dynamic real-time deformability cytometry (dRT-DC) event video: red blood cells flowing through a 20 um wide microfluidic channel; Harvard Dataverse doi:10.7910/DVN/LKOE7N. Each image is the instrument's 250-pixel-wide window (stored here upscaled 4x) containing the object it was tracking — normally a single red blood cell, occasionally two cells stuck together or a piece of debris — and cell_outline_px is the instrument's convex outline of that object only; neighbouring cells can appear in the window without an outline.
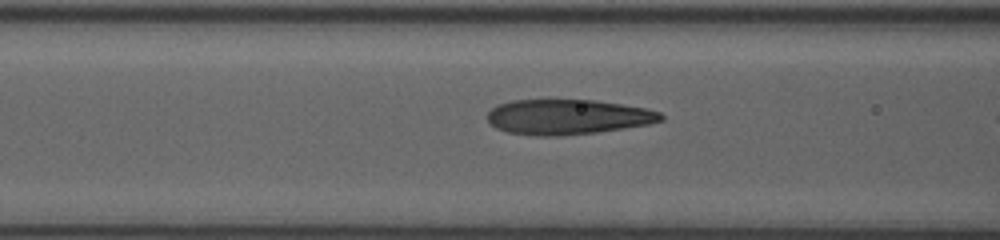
{"species": "human", "species_latin": "Homo sapiens", "temperature_condition": "room temperature", "stored_images_in_passage": 8, "camera_frame_rate_fps": 3000, "um_per_image_px": 0.085, "donor": {"sex": "female"}, "frame": {"image": 1, "passage_image": 6, "time_ms": 1.667, "image_size_px": [1000, 240], "cell_outline_px": [[664, 120], [648, 124], [624, 128], [596, 132], [560, 136], [532, 136], [508, 132], [496, 128], [488, 120], [488, 112], [496, 104], [512, 100], [548, 96], [596, 100], [644, 108], [660, 112], [664, 116]], "centroid_in_image_um": [48.19, 9.89], "position_along_channel_um": 118.4, "area_um2": 36.7}}